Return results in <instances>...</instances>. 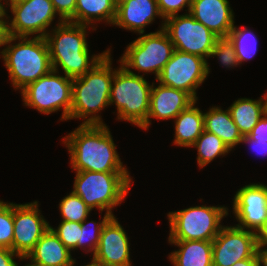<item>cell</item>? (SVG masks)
<instances>
[{
  "instance_id": "cell-1",
  "label": "cell",
  "mask_w": 267,
  "mask_h": 266,
  "mask_svg": "<svg viewBox=\"0 0 267 266\" xmlns=\"http://www.w3.org/2000/svg\"><path fill=\"white\" fill-rule=\"evenodd\" d=\"M63 142L75 171L128 172L106 124H80Z\"/></svg>"
},
{
  "instance_id": "cell-2",
  "label": "cell",
  "mask_w": 267,
  "mask_h": 266,
  "mask_svg": "<svg viewBox=\"0 0 267 266\" xmlns=\"http://www.w3.org/2000/svg\"><path fill=\"white\" fill-rule=\"evenodd\" d=\"M87 28L85 25L60 21L52 33H47L45 39L54 71L58 72L61 66L65 76L70 78L82 76L110 51L108 49L90 58L86 40Z\"/></svg>"
},
{
  "instance_id": "cell-3",
  "label": "cell",
  "mask_w": 267,
  "mask_h": 266,
  "mask_svg": "<svg viewBox=\"0 0 267 266\" xmlns=\"http://www.w3.org/2000/svg\"><path fill=\"white\" fill-rule=\"evenodd\" d=\"M111 62L109 51L91 70L73 78L70 119L83 118L86 121L81 124L86 125L104 124L96 113L110 105L109 97L114 75Z\"/></svg>"
},
{
  "instance_id": "cell-4",
  "label": "cell",
  "mask_w": 267,
  "mask_h": 266,
  "mask_svg": "<svg viewBox=\"0 0 267 266\" xmlns=\"http://www.w3.org/2000/svg\"><path fill=\"white\" fill-rule=\"evenodd\" d=\"M16 40L18 43L12 45ZM5 45L0 54L15 90L24 89L53 70L45 38L9 36Z\"/></svg>"
},
{
  "instance_id": "cell-5",
  "label": "cell",
  "mask_w": 267,
  "mask_h": 266,
  "mask_svg": "<svg viewBox=\"0 0 267 266\" xmlns=\"http://www.w3.org/2000/svg\"><path fill=\"white\" fill-rule=\"evenodd\" d=\"M129 172L76 171L73 193L90 208H97L112 216V209L120 205L130 191Z\"/></svg>"
},
{
  "instance_id": "cell-6",
  "label": "cell",
  "mask_w": 267,
  "mask_h": 266,
  "mask_svg": "<svg viewBox=\"0 0 267 266\" xmlns=\"http://www.w3.org/2000/svg\"><path fill=\"white\" fill-rule=\"evenodd\" d=\"M152 85L130 69H125L121 64L119 69H114L110 91V105L117 107L119 120H127L142 128L147 120Z\"/></svg>"
},
{
  "instance_id": "cell-7",
  "label": "cell",
  "mask_w": 267,
  "mask_h": 266,
  "mask_svg": "<svg viewBox=\"0 0 267 266\" xmlns=\"http://www.w3.org/2000/svg\"><path fill=\"white\" fill-rule=\"evenodd\" d=\"M228 215L224 206H195L169 212L168 240L213 241L223 227L220 223Z\"/></svg>"
},
{
  "instance_id": "cell-8",
  "label": "cell",
  "mask_w": 267,
  "mask_h": 266,
  "mask_svg": "<svg viewBox=\"0 0 267 266\" xmlns=\"http://www.w3.org/2000/svg\"><path fill=\"white\" fill-rule=\"evenodd\" d=\"M52 70L21 90L25 106L50 114L63 108L61 120H70L73 78ZM58 74V75H56Z\"/></svg>"
},
{
  "instance_id": "cell-9",
  "label": "cell",
  "mask_w": 267,
  "mask_h": 266,
  "mask_svg": "<svg viewBox=\"0 0 267 266\" xmlns=\"http://www.w3.org/2000/svg\"><path fill=\"white\" fill-rule=\"evenodd\" d=\"M140 35L127 46L119 61L125 69L135 68L144 74L152 72L157 80L164 66L172 57L175 50L174 45L164 29Z\"/></svg>"
},
{
  "instance_id": "cell-10",
  "label": "cell",
  "mask_w": 267,
  "mask_h": 266,
  "mask_svg": "<svg viewBox=\"0 0 267 266\" xmlns=\"http://www.w3.org/2000/svg\"><path fill=\"white\" fill-rule=\"evenodd\" d=\"M161 29L168 34L175 50L195 54L207 60L218 36L187 13L162 21Z\"/></svg>"
},
{
  "instance_id": "cell-11",
  "label": "cell",
  "mask_w": 267,
  "mask_h": 266,
  "mask_svg": "<svg viewBox=\"0 0 267 266\" xmlns=\"http://www.w3.org/2000/svg\"><path fill=\"white\" fill-rule=\"evenodd\" d=\"M208 62L201 56L174 50L157 81L161 85L189 93L196 101V89L202 85L209 71Z\"/></svg>"
},
{
  "instance_id": "cell-12",
  "label": "cell",
  "mask_w": 267,
  "mask_h": 266,
  "mask_svg": "<svg viewBox=\"0 0 267 266\" xmlns=\"http://www.w3.org/2000/svg\"><path fill=\"white\" fill-rule=\"evenodd\" d=\"M9 5L13 19L8 23L10 36L45 38L48 27L57 14L51 0L5 1ZM39 34V35H37Z\"/></svg>"
},
{
  "instance_id": "cell-13",
  "label": "cell",
  "mask_w": 267,
  "mask_h": 266,
  "mask_svg": "<svg viewBox=\"0 0 267 266\" xmlns=\"http://www.w3.org/2000/svg\"><path fill=\"white\" fill-rule=\"evenodd\" d=\"M255 232L237 226H223L212 241V265L232 266L256 253Z\"/></svg>"
},
{
  "instance_id": "cell-14",
  "label": "cell",
  "mask_w": 267,
  "mask_h": 266,
  "mask_svg": "<svg viewBox=\"0 0 267 266\" xmlns=\"http://www.w3.org/2000/svg\"><path fill=\"white\" fill-rule=\"evenodd\" d=\"M38 209V202L13 203L12 251L24 257L34 248L42 235L50 228Z\"/></svg>"
},
{
  "instance_id": "cell-15",
  "label": "cell",
  "mask_w": 267,
  "mask_h": 266,
  "mask_svg": "<svg viewBox=\"0 0 267 266\" xmlns=\"http://www.w3.org/2000/svg\"><path fill=\"white\" fill-rule=\"evenodd\" d=\"M233 200V213L239 222L236 226L256 232L267 219V185H245Z\"/></svg>"
},
{
  "instance_id": "cell-16",
  "label": "cell",
  "mask_w": 267,
  "mask_h": 266,
  "mask_svg": "<svg viewBox=\"0 0 267 266\" xmlns=\"http://www.w3.org/2000/svg\"><path fill=\"white\" fill-rule=\"evenodd\" d=\"M127 234L115 216L103 226L91 262L96 266H131Z\"/></svg>"
},
{
  "instance_id": "cell-17",
  "label": "cell",
  "mask_w": 267,
  "mask_h": 266,
  "mask_svg": "<svg viewBox=\"0 0 267 266\" xmlns=\"http://www.w3.org/2000/svg\"><path fill=\"white\" fill-rule=\"evenodd\" d=\"M196 100L187 92L159 85L154 87L152 83L149 112L145 125L141 129H148L150 119H175L183 110L188 108Z\"/></svg>"
},
{
  "instance_id": "cell-18",
  "label": "cell",
  "mask_w": 267,
  "mask_h": 266,
  "mask_svg": "<svg viewBox=\"0 0 267 266\" xmlns=\"http://www.w3.org/2000/svg\"><path fill=\"white\" fill-rule=\"evenodd\" d=\"M189 13L218 37H228L234 27V13L228 0H192Z\"/></svg>"
},
{
  "instance_id": "cell-19",
  "label": "cell",
  "mask_w": 267,
  "mask_h": 266,
  "mask_svg": "<svg viewBox=\"0 0 267 266\" xmlns=\"http://www.w3.org/2000/svg\"><path fill=\"white\" fill-rule=\"evenodd\" d=\"M157 16L162 18L157 0H128L117 7L113 25L144 34L145 26Z\"/></svg>"
},
{
  "instance_id": "cell-20",
  "label": "cell",
  "mask_w": 267,
  "mask_h": 266,
  "mask_svg": "<svg viewBox=\"0 0 267 266\" xmlns=\"http://www.w3.org/2000/svg\"><path fill=\"white\" fill-rule=\"evenodd\" d=\"M24 259L50 266H72L76 263L71 256V251L50 228L42 235L28 255L22 258V260Z\"/></svg>"
},
{
  "instance_id": "cell-21",
  "label": "cell",
  "mask_w": 267,
  "mask_h": 266,
  "mask_svg": "<svg viewBox=\"0 0 267 266\" xmlns=\"http://www.w3.org/2000/svg\"><path fill=\"white\" fill-rule=\"evenodd\" d=\"M180 249L169 254L174 266H213L212 241L168 240Z\"/></svg>"
},
{
  "instance_id": "cell-22",
  "label": "cell",
  "mask_w": 267,
  "mask_h": 266,
  "mask_svg": "<svg viewBox=\"0 0 267 266\" xmlns=\"http://www.w3.org/2000/svg\"><path fill=\"white\" fill-rule=\"evenodd\" d=\"M204 129L217 135L230 150L243 139L229 109L223 111L219 107L210 108L204 113Z\"/></svg>"
},
{
  "instance_id": "cell-23",
  "label": "cell",
  "mask_w": 267,
  "mask_h": 266,
  "mask_svg": "<svg viewBox=\"0 0 267 266\" xmlns=\"http://www.w3.org/2000/svg\"><path fill=\"white\" fill-rule=\"evenodd\" d=\"M196 101L175 117L174 144L191 147L204 129V113L195 107Z\"/></svg>"
},
{
  "instance_id": "cell-24",
  "label": "cell",
  "mask_w": 267,
  "mask_h": 266,
  "mask_svg": "<svg viewBox=\"0 0 267 266\" xmlns=\"http://www.w3.org/2000/svg\"><path fill=\"white\" fill-rule=\"evenodd\" d=\"M116 13L115 0H76L75 13L68 21L89 26L104 20L113 25Z\"/></svg>"
},
{
  "instance_id": "cell-25",
  "label": "cell",
  "mask_w": 267,
  "mask_h": 266,
  "mask_svg": "<svg viewBox=\"0 0 267 266\" xmlns=\"http://www.w3.org/2000/svg\"><path fill=\"white\" fill-rule=\"evenodd\" d=\"M242 136H248L258 121L265 115L263 98L252 100L240 98L228 108Z\"/></svg>"
},
{
  "instance_id": "cell-26",
  "label": "cell",
  "mask_w": 267,
  "mask_h": 266,
  "mask_svg": "<svg viewBox=\"0 0 267 266\" xmlns=\"http://www.w3.org/2000/svg\"><path fill=\"white\" fill-rule=\"evenodd\" d=\"M191 147L197 148V163L200 168L208 165L216 157L225 156L231 151L217 135L206 130L202 132Z\"/></svg>"
},
{
  "instance_id": "cell-27",
  "label": "cell",
  "mask_w": 267,
  "mask_h": 266,
  "mask_svg": "<svg viewBox=\"0 0 267 266\" xmlns=\"http://www.w3.org/2000/svg\"><path fill=\"white\" fill-rule=\"evenodd\" d=\"M232 41L239 64L251 59L257 51V38L254 33L247 28H237L235 25L228 35Z\"/></svg>"
},
{
  "instance_id": "cell-28",
  "label": "cell",
  "mask_w": 267,
  "mask_h": 266,
  "mask_svg": "<svg viewBox=\"0 0 267 266\" xmlns=\"http://www.w3.org/2000/svg\"><path fill=\"white\" fill-rule=\"evenodd\" d=\"M59 209L63 221L78 223H81L84 219H86L92 210L78 195L73 192L60 201Z\"/></svg>"
},
{
  "instance_id": "cell-29",
  "label": "cell",
  "mask_w": 267,
  "mask_h": 266,
  "mask_svg": "<svg viewBox=\"0 0 267 266\" xmlns=\"http://www.w3.org/2000/svg\"><path fill=\"white\" fill-rule=\"evenodd\" d=\"M112 217V215L105 212L102 221L96 223L95 221L87 222V218L81 222V248L86 249V252L92 251L93 254L96 252V249L99 244V239L101 236V231L106 222ZM94 225V227H93ZM96 225V226H95ZM93 227V229H92ZM93 231H92V230ZM87 245V246H86Z\"/></svg>"
},
{
  "instance_id": "cell-30",
  "label": "cell",
  "mask_w": 267,
  "mask_h": 266,
  "mask_svg": "<svg viewBox=\"0 0 267 266\" xmlns=\"http://www.w3.org/2000/svg\"><path fill=\"white\" fill-rule=\"evenodd\" d=\"M50 229L70 251L81 248V223L62 220L57 229Z\"/></svg>"
},
{
  "instance_id": "cell-31",
  "label": "cell",
  "mask_w": 267,
  "mask_h": 266,
  "mask_svg": "<svg viewBox=\"0 0 267 266\" xmlns=\"http://www.w3.org/2000/svg\"><path fill=\"white\" fill-rule=\"evenodd\" d=\"M13 228V203L0 200V247L12 250Z\"/></svg>"
},
{
  "instance_id": "cell-32",
  "label": "cell",
  "mask_w": 267,
  "mask_h": 266,
  "mask_svg": "<svg viewBox=\"0 0 267 266\" xmlns=\"http://www.w3.org/2000/svg\"><path fill=\"white\" fill-rule=\"evenodd\" d=\"M217 56L226 68L239 65L235 47L229 37H218L209 57Z\"/></svg>"
},
{
  "instance_id": "cell-33",
  "label": "cell",
  "mask_w": 267,
  "mask_h": 266,
  "mask_svg": "<svg viewBox=\"0 0 267 266\" xmlns=\"http://www.w3.org/2000/svg\"><path fill=\"white\" fill-rule=\"evenodd\" d=\"M159 12L162 15V19L178 15V12L188 7V13L190 12L192 0H157Z\"/></svg>"
},
{
  "instance_id": "cell-34",
  "label": "cell",
  "mask_w": 267,
  "mask_h": 266,
  "mask_svg": "<svg viewBox=\"0 0 267 266\" xmlns=\"http://www.w3.org/2000/svg\"><path fill=\"white\" fill-rule=\"evenodd\" d=\"M59 21H68L75 13L76 0H51Z\"/></svg>"
},
{
  "instance_id": "cell-35",
  "label": "cell",
  "mask_w": 267,
  "mask_h": 266,
  "mask_svg": "<svg viewBox=\"0 0 267 266\" xmlns=\"http://www.w3.org/2000/svg\"><path fill=\"white\" fill-rule=\"evenodd\" d=\"M249 138L256 141L267 142V115H264L254 126L248 135Z\"/></svg>"
},
{
  "instance_id": "cell-36",
  "label": "cell",
  "mask_w": 267,
  "mask_h": 266,
  "mask_svg": "<svg viewBox=\"0 0 267 266\" xmlns=\"http://www.w3.org/2000/svg\"><path fill=\"white\" fill-rule=\"evenodd\" d=\"M15 256L20 259L23 258L11 249L0 247V266H18V264L13 260Z\"/></svg>"
},
{
  "instance_id": "cell-37",
  "label": "cell",
  "mask_w": 267,
  "mask_h": 266,
  "mask_svg": "<svg viewBox=\"0 0 267 266\" xmlns=\"http://www.w3.org/2000/svg\"><path fill=\"white\" fill-rule=\"evenodd\" d=\"M6 9H4L1 13H0V46H4L9 38V30H8V22L6 21L7 19L5 18H10V17H6ZM5 19V20H4Z\"/></svg>"
},
{
  "instance_id": "cell-38",
  "label": "cell",
  "mask_w": 267,
  "mask_h": 266,
  "mask_svg": "<svg viewBox=\"0 0 267 266\" xmlns=\"http://www.w3.org/2000/svg\"><path fill=\"white\" fill-rule=\"evenodd\" d=\"M241 143H248L251 146L253 145V149L257 151L258 154L259 153L263 155L267 154V142L266 141H256V140H252L248 136H243Z\"/></svg>"
},
{
  "instance_id": "cell-39",
  "label": "cell",
  "mask_w": 267,
  "mask_h": 266,
  "mask_svg": "<svg viewBox=\"0 0 267 266\" xmlns=\"http://www.w3.org/2000/svg\"><path fill=\"white\" fill-rule=\"evenodd\" d=\"M257 246H267V219L264 224L255 232Z\"/></svg>"
},
{
  "instance_id": "cell-40",
  "label": "cell",
  "mask_w": 267,
  "mask_h": 266,
  "mask_svg": "<svg viewBox=\"0 0 267 266\" xmlns=\"http://www.w3.org/2000/svg\"><path fill=\"white\" fill-rule=\"evenodd\" d=\"M232 266H260L259 259L255 253L251 258H247L241 261L234 263Z\"/></svg>"
},
{
  "instance_id": "cell-41",
  "label": "cell",
  "mask_w": 267,
  "mask_h": 266,
  "mask_svg": "<svg viewBox=\"0 0 267 266\" xmlns=\"http://www.w3.org/2000/svg\"><path fill=\"white\" fill-rule=\"evenodd\" d=\"M256 254L259 259V265L267 266V246H257Z\"/></svg>"
},
{
  "instance_id": "cell-42",
  "label": "cell",
  "mask_w": 267,
  "mask_h": 266,
  "mask_svg": "<svg viewBox=\"0 0 267 266\" xmlns=\"http://www.w3.org/2000/svg\"><path fill=\"white\" fill-rule=\"evenodd\" d=\"M263 102H264V111H265V115H267V93L263 95Z\"/></svg>"
},
{
  "instance_id": "cell-43",
  "label": "cell",
  "mask_w": 267,
  "mask_h": 266,
  "mask_svg": "<svg viewBox=\"0 0 267 266\" xmlns=\"http://www.w3.org/2000/svg\"><path fill=\"white\" fill-rule=\"evenodd\" d=\"M31 264H27L25 266H50V265H43V264H40V263H35V262H30Z\"/></svg>"
},
{
  "instance_id": "cell-44",
  "label": "cell",
  "mask_w": 267,
  "mask_h": 266,
  "mask_svg": "<svg viewBox=\"0 0 267 266\" xmlns=\"http://www.w3.org/2000/svg\"><path fill=\"white\" fill-rule=\"evenodd\" d=\"M126 1H128V0H115V4L118 7L120 4H122V3L126 2Z\"/></svg>"
},
{
  "instance_id": "cell-45",
  "label": "cell",
  "mask_w": 267,
  "mask_h": 266,
  "mask_svg": "<svg viewBox=\"0 0 267 266\" xmlns=\"http://www.w3.org/2000/svg\"><path fill=\"white\" fill-rule=\"evenodd\" d=\"M1 1H3V0H0V13L5 9V5L2 4Z\"/></svg>"
},
{
  "instance_id": "cell-46",
  "label": "cell",
  "mask_w": 267,
  "mask_h": 266,
  "mask_svg": "<svg viewBox=\"0 0 267 266\" xmlns=\"http://www.w3.org/2000/svg\"><path fill=\"white\" fill-rule=\"evenodd\" d=\"M72 266H74V264ZM84 266H96V265L91 262V263L84 265Z\"/></svg>"
}]
</instances>
